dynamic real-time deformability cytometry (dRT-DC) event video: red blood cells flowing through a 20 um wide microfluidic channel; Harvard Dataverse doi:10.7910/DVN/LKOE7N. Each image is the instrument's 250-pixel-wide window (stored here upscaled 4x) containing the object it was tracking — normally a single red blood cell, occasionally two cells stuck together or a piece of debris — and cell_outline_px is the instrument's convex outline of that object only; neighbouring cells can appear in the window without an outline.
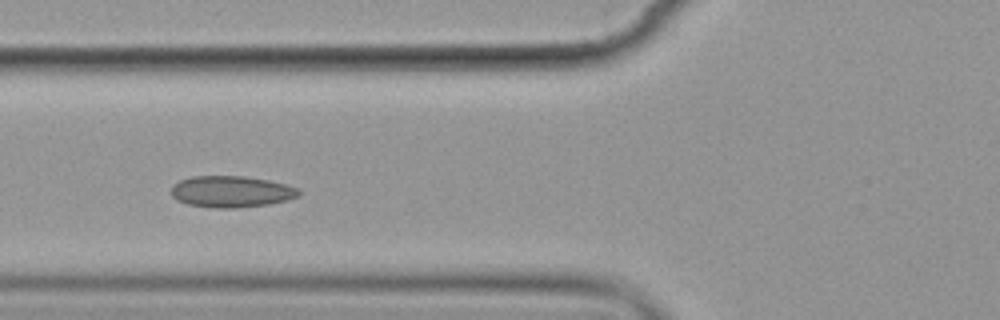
{"species": "common noctule bat (a hibernating species)", "species_latin": "Nyctalus noctula", "temperature_condition": "cold", "stored_images_in_passage": 10, "segment_of_instrument_passage": [1, 2], "camera_frame_rate_fps": 3000, "um_per_image_px": 0.085, "animal": {"sex": "female", "body_mass_g": 19.9}, "frame": {"image": 1, "passage_image": 6, "time_ms": 6.0, "image_size_px": [1000, 320], "cell_outline_px": [[300, 196], [288, 200], [268, 204], [236, 208], [212, 208], [188, 204], [176, 200], [172, 196], [172, 184], [180, 180], [192, 176], [244, 176], [268, 180], [284, 184], [296, 188], [300, 192]], "centroid_in_image_um": [19.64, 16.29], "position_along_channel_um": 106.2, "area_um2": 23.41}}
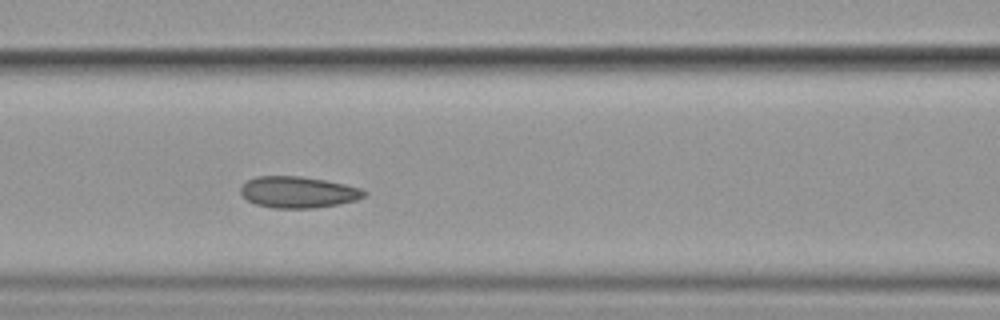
{"frame": {"image": 2, "passage_image": 7, "time_ms": 7.0, "image_size_px": [1000, 320], "cell_outline_px": [[368, 192], [364, 196], [356, 200], [340, 204], [312, 208], [276, 208], [256, 204], [248, 200], [240, 192], [240, 188], [248, 180], [256, 176], [300, 176], [324, 180], [344, 184], [360, 188]], "centroid_in_image_um": [25.35, 16.33], "position_along_channel_um": 141.2, "area_um2": 22.43}}
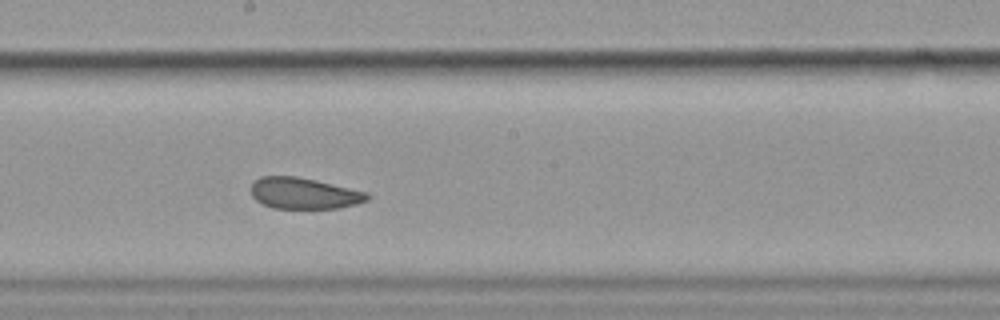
{"frame": {"image": 3, "passage_image": 9, "time_ms": 9.333, "image_size_px": [1000, 320], "cell_outline_px": [[372, 196], [368, 200], [356, 204], [340, 208], [272, 208], [256, 200], [252, 196], [252, 184], [260, 176], [296, 176], [316, 180], [368, 192]], "centroid_in_image_um": [25.88, 16.43], "position_along_channel_um": 222.3, "area_um2": 21.15}}